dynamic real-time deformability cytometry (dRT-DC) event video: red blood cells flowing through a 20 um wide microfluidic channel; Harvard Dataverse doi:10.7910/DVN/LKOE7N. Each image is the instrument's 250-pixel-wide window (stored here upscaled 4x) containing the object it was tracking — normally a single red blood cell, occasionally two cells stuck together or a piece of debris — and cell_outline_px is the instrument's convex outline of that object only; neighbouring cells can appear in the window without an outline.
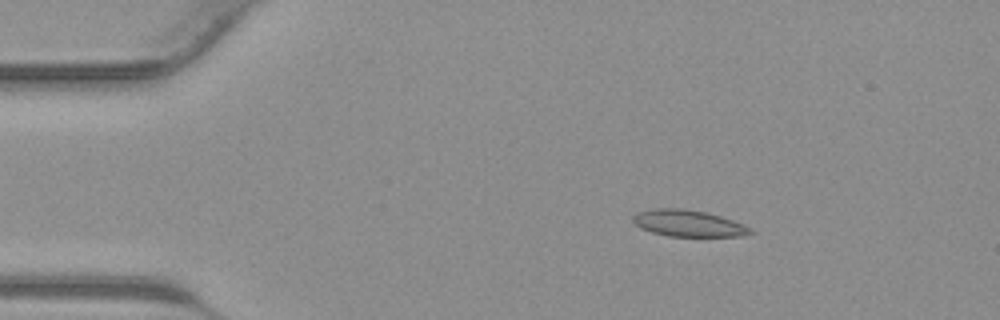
{"species": "common noctule bat (a hibernating species)", "species_latin": "Nyctalus noctula", "temperature_condition": "warm", "stored_images_in_passage": 41, "camera_frame_rate_fps": 3000, "um_per_image_px": 0.085, "animal": {"sex": "male", "body_mass_g": 23.1, "forearm_length_mm": 52.7}, "frame": {"image": 1, "passage_image": 6, "time_ms": 1.667, "image_size_px": [1000, 320], "cell_outline_px": [[756, 232], [740, 236], [668, 236], [652, 232], [640, 228], [632, 220], [632, 216], [636, 212], [652, 208], [684, 208], [704, 212], [720, 216], [732, 220], [752, 228]], "centroid_in_image_um": [58.48, 18.97], "position_along_channel_um": 26.5, "area_um2": 18.21}}
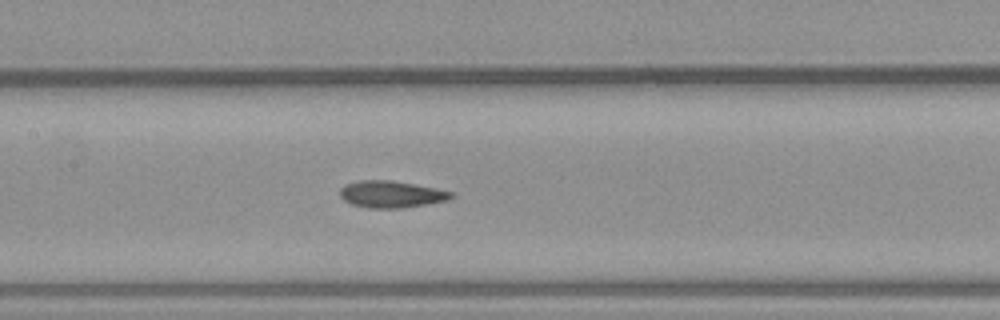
{"frame": {"image": 2, "passage_image": 19, "time_ms": 6.0, "image_size_px": [1000, 320], "cell_outline_px": [[456, 196], [448, 200], [428, 204], [400, 208], [368, 208], [352, 204], [344, 200], [340, 196], [340, 188], [344, 184], [356, 180], [392, 180], [436, 188], [456, 192]], "centroid_in_image_um": [33.28, 16.5], "position_along_channel_um": 174.1, "area_um2": 17.69}}
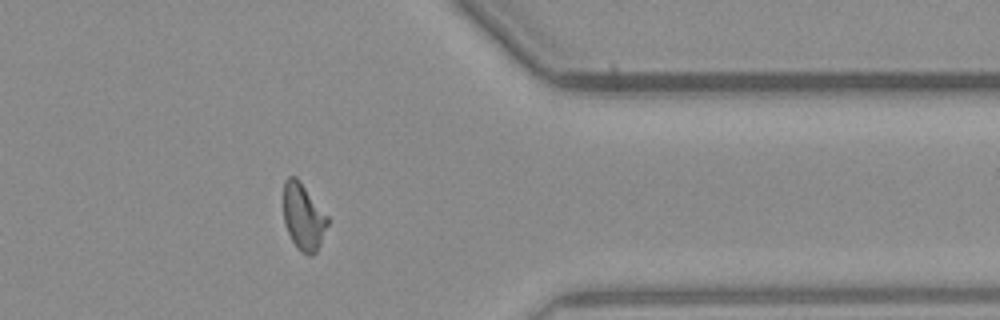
{"frame": {"image": 3, "passage_image": 33, "time_ms": 10.667, "image_size_px": [1000, 320], "cell_outline_px": [[328, 224], [320, 244], [316, 252], [312, 256], [308, 256], [292, 240], [288, 232], [284, 220], [284, 180], [288, 176], [296, 176], [300, 180], [328, 216]], "centroid_in_image_um": [25.79, 18.39], "position_along_channel_um": 385.6, "area_um2": 16.94}}